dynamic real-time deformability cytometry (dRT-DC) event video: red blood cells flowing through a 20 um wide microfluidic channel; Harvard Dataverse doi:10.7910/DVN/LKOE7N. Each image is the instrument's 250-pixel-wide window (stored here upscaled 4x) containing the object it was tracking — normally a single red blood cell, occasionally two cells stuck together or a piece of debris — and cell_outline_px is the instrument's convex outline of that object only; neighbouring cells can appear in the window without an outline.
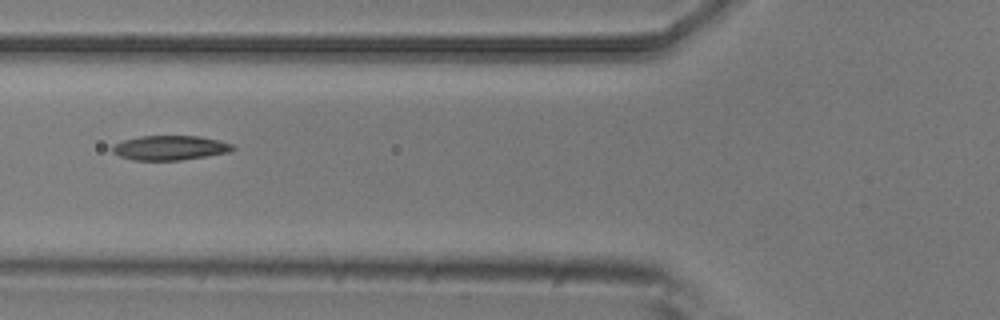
{"species": "common noctule bat (a hibernating species)", "species_latin": "Nyctalus noctula", "temperature_condition": "room temperature", "stored_images_in_passage": 5, "camera_frame_rate_fps": 3000, "um_per_image_px": 0.085, "animal": {"sex": "male", "body_mass_g": 20.5, "forearm_length_mm": 52.5}, "frame": {"image": 1, "passage_image": 2, "time_ms": 0.333, "image_size_px": [1000, 320], "cell_outline_px": [[236, 148], [228, 152], [180, 160], [132, 160], [120, 156], [112, 152], [112, 144], [124, 140], [140, 136], [200, 136], [220, 140], [232, 144]], "centroid_in_image_um": [14.42, 12.55], "position_along_channel_um": 111.4, "area_um2": 17.17}}
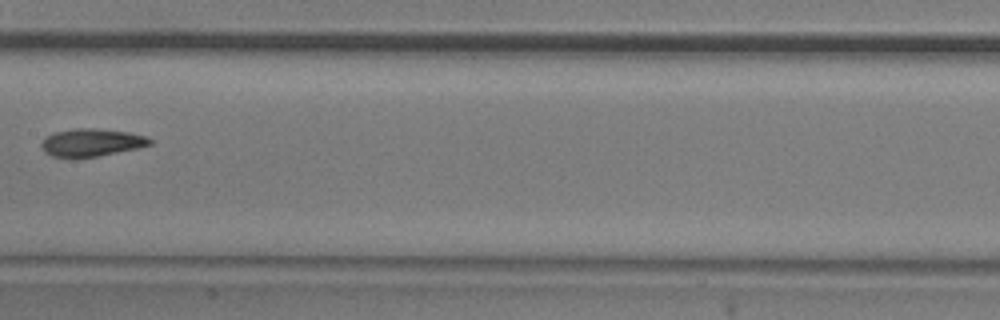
{"frame": {"image": 2, "passage_image": 4, "time_ms": 1.0, "image_size_px": [1000, 320], "cell_outline_px": [[152, 144], [136, 148], [96, 156], [52, 156], [44, 152], [40, 144], [44, 136], [52, 132], [72, 128], [96, 128], [128, 132], [148, 136], [152, 140]], "centroid_in_image_um": [7.74, 12.07], "position_along_channel_um": 199.7, "area_um2": 17.4}}
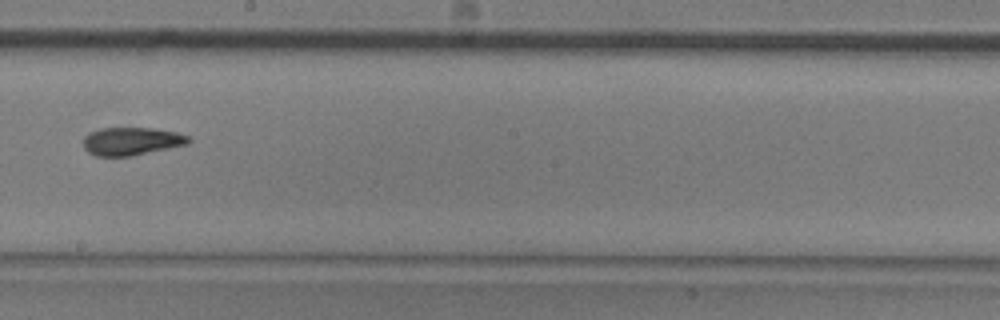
{"frame": {"image": 3, "passage_image": 5, "time_ms": 1.333, "image_size_px": [1000, 320], "cell_outline_px": [[192, 140], [188, 144], [132, 156], [96, 156], [88, 152], [84, 148], [84, 136], [88, 132], [100, 128], [156, 128], [176, 132], [188, 136]], "centroid_in_image_um": [11.17, 12.0], "position_along_channel_um": 237.0, "area_um2": 17.28}}